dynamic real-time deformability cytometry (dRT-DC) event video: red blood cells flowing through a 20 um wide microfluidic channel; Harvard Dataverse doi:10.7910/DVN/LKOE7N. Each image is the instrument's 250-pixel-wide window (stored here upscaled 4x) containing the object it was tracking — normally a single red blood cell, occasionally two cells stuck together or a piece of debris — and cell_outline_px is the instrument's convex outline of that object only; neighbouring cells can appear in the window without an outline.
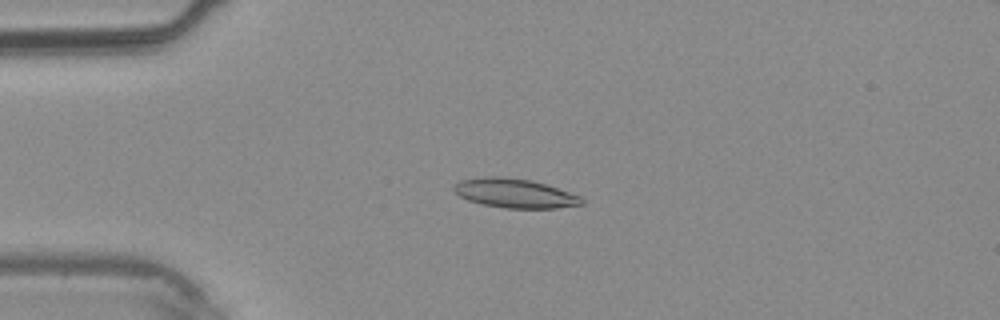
{"species": "common noctule bat (a hibernating species)", "species_latin": "Nyctalus noctula", "temperature_condition": "warm", "stored_images_in_passage": 30, "camera_frame_rate_fps": 3000, "um_per_image_px": 0.085, "animal": {"sex": "male", "body_mass_g": 20.4}, "frame": {"image": 1, "passage_image": 2, "time_ms": 0.333, "image_size_px": [1000, 320], "cell_outline_px": [[584, 204], [556, 208], [504, 208], [484, 204], [468, 200], [460, 196], [452, 188], [460, 180], [484, 176], [500, 176], [532, 180], [548, 184], [580, 196], [584, 200]], "centroid_in_image_um": [43.78, 16.42], "position_along_channel_um": 41.2, "area_um2": 21.79}}
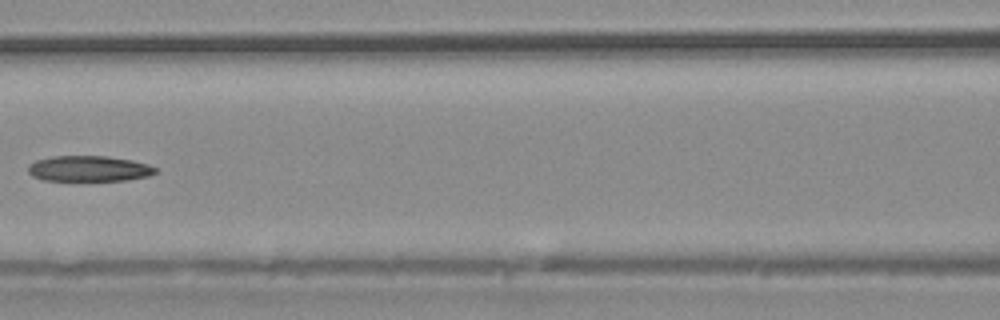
{"frame": {"image": 2, "passage_image": 10, "time_ms": 3.0, "image_size_px": [1000, 320], "cell_outline_px": [[160, 168], [156, 172], [148, 176], [128, 180], [44, 180], [32, 176], [28, 172], [28, 164], [36, 160], [52, 156], [104, 156], [132, 160], [148, 164]], "centroid_in_image_um": [7.57, 14.33], "position_along_channel_um": 159.0, "area_um2": 19.07}}
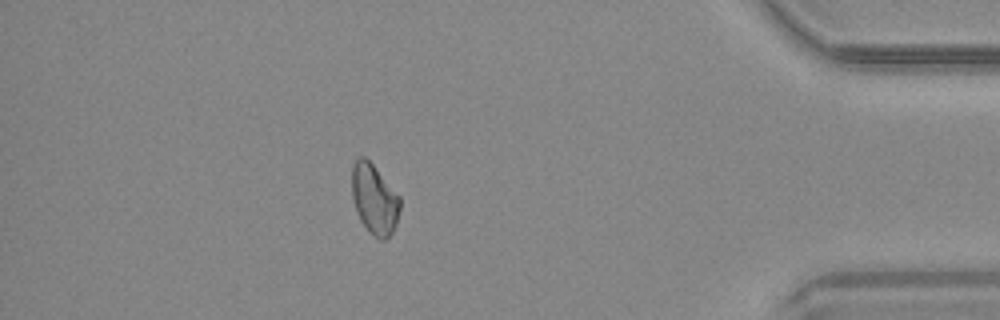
{"frame": {"image": 3, "passage_image": 26, "time_ms": 8.333, "image_size_px": [1000, 320], "cell_outline_px": [[400, 208], [396, 224], [392, 232], [384, 240], [380, 240], [368, 232], [360, 220], [356, 212], [352, 196], [352, 168], [356, 160], [360, 156], [364, 156], [372, 164], [400, 196]], "centroid_in_image_um": [31.81, 16.95], "position_along_channel_um": 403.4, "area_um2": 19.59}}